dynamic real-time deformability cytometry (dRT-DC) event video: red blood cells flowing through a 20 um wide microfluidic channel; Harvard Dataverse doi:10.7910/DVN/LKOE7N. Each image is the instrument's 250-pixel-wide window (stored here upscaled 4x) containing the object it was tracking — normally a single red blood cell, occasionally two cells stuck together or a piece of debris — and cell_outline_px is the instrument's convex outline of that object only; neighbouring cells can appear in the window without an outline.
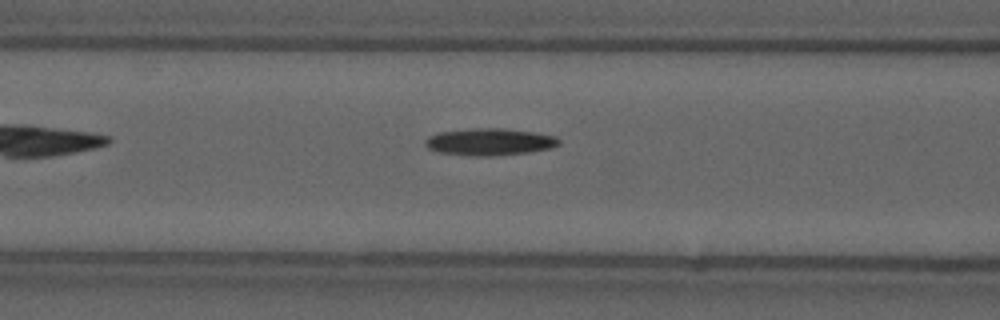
{"species": "common noctule bat (a hibernating species)", "species_latin": "Nyctalus noctula", "temperature_condition": "cold", "stored_images_in_passage": 7, "camera_frame_rate_fps": 3000, "um_per_image_px": 0.085, "animal": {"sex": "male", "forearm_length_mm": 52.5}, "frame": {"image": 1, "passage_image": 5, "time_ms": 1.333, "image_size_px": [1000, 320], "cell_outline_px": [[560, 144], [552, 148], [528, 152], [492, 156], [472, 156], [440, 152], [428, 148], [424, 144], [424, 140], [428, 136], [440, 132], [472, 128], [504, 128], [532, 132], [556, 136], [560, 140]], "centroid_in_image_um": [41.62, 12.05], "position_along_channel_um": 125.0, "area_um2": 21.1}}